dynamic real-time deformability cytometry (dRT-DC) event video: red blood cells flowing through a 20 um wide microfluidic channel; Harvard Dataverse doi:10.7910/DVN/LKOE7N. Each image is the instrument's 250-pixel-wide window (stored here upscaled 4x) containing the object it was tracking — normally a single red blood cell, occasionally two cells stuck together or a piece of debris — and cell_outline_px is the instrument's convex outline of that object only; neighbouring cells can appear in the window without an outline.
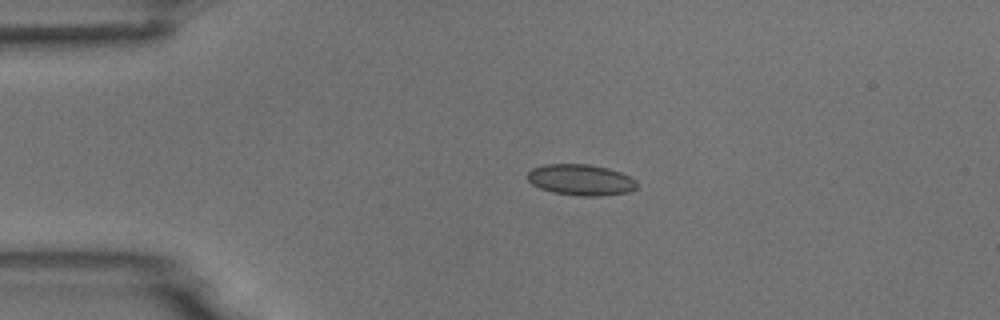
{"species": "common noctule bat (a hibernating species)", "species_latin": "Nyctalus noctula", "temperature_condition": "room temperature", "stored_images_in_passage": 3, "camera_frame_rate_fps": 3000, "um_per_image_px": 0.085, "animal": {"sex": "male", "body_mass_g": 18.8}, "frame": {"image": 1, "passage_image": 2, "time_ms": 1.333, "image_size_px": [1000, 320], "cell_outline_px": [[636, 188], [628, 192], [600, 196], [580, 196], [552, 192], [540, 188], [532, 184], [528, 180], [528, 172], [532, 168], [544, 164], [588, 164], [608, 168], [620, 172], [636, 180]], "centroid_in_image_um": [49.35, 15.28], "position_along_channel_um": 35.6, "area_um2": 19.77}}